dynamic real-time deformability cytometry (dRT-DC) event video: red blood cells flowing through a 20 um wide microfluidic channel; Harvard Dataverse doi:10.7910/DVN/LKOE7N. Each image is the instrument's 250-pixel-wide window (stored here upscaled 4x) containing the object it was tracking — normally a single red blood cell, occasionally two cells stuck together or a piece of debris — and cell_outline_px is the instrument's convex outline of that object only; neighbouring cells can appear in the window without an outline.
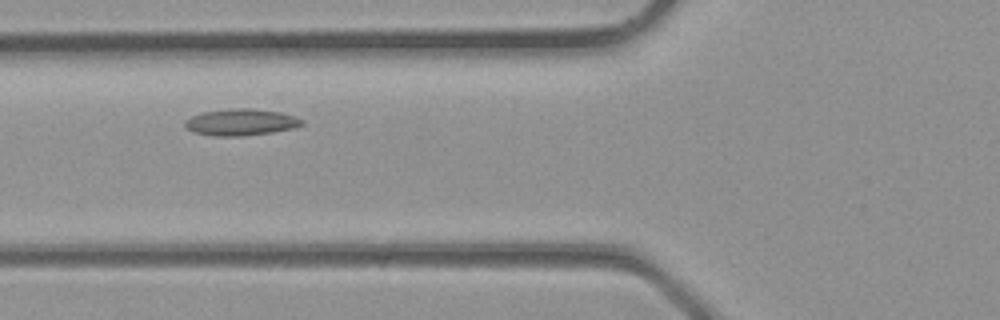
{"species": "common noctule bat (a hibernating species)", "species_latin": "Nyctalus noctula", "temperature_condition": "room temperature", "stored_images_in_passage": 2, "camera_frame_rate_fps": 3000, "um_per_image_px": 0.085, "animal": {"sex": "male", "body_mass_g": 23.1, "forearm_length_mm": 52.7}, "frame": {"image": 1, "passage_image": 2, "time_ms": 0.333, "image_size_px": [1000, 320], "cell_outline_px": [[304, 124], [296, 128], [272, 132], [240, 136], [212, 136], [192, 132], [184, 128], [184, 120], [192, 116], [204, 112], [232, 108], [248, 108], [280, 112], [304, 120]], "centroid_in_image_um": [20.45, 10.4], "position_along_channel_um": 105.4, "area_um2": 18.21}}